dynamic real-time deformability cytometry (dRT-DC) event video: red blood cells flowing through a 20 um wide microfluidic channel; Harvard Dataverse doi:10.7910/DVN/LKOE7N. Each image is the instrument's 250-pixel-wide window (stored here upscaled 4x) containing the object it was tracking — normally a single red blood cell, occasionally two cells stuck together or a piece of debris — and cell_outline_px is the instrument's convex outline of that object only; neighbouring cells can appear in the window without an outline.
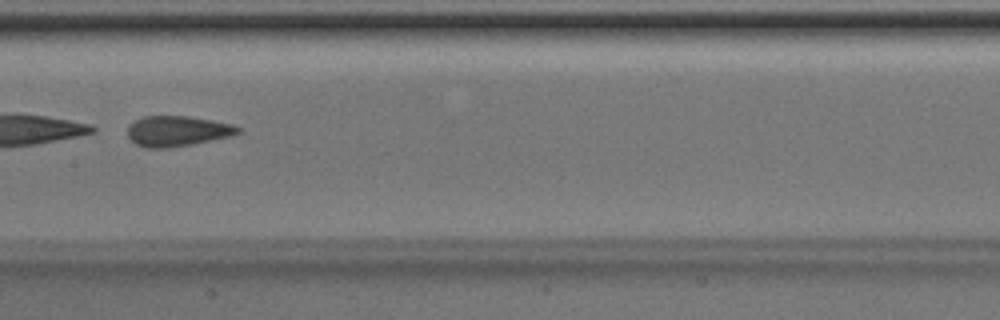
{"species": "Egyptian fruit bat (a non-hibernating species)", "species_latin": "Rousettus aegyptiacus", "temperature_condition": "room temperature", "stored_images_in_passage": 42, "camera_frame_rate_fps": 3000, "um_per_image_px": 0.085, "animal": {"sex": "male"}, "frame": {"image": 1, "passage_image": 24, "time_ms": 7.667, "image_size_px": [1000, 320], "cell_outline_px": [[240, 132], [232, 136], [192, 144], [168, 148], [144, 148], [136, 144], [128, 136], [128, 124], [144, 116], [188, 116], [212, 120], [232, 124], [240, 128]], "centroid_in_image_um": [15.06, 11.14], "position_along_channel_um": 192.3, "area_um2": 19.59}}
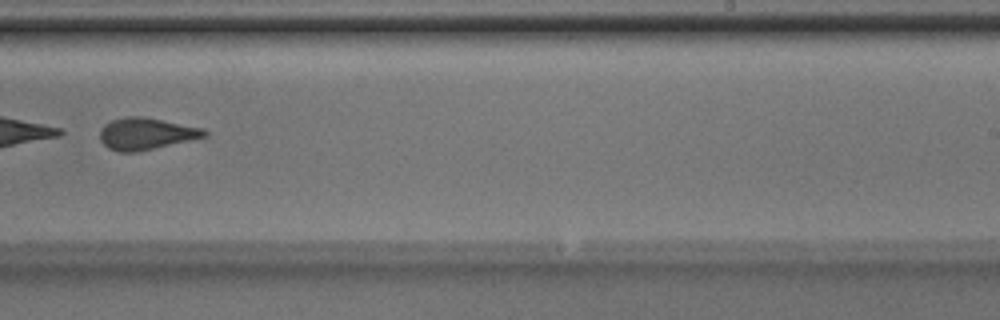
{"frame": {"image": 2, "passage_image": 30, "time_ms": 9.667, "image_size_px": [1000, 320], "cell_outline_px": [[208, 136], [136, 152], [120, 152], [108, 148], [100, 140], [100, 128], [104, 124], [112, 120], [128, 116], [144, 116], [204, 128], [208, 132]], "centroid_in_image_um": [12.42, 11.35], "position_along_channel_um": 276.6, "area_um2": 19.42}}